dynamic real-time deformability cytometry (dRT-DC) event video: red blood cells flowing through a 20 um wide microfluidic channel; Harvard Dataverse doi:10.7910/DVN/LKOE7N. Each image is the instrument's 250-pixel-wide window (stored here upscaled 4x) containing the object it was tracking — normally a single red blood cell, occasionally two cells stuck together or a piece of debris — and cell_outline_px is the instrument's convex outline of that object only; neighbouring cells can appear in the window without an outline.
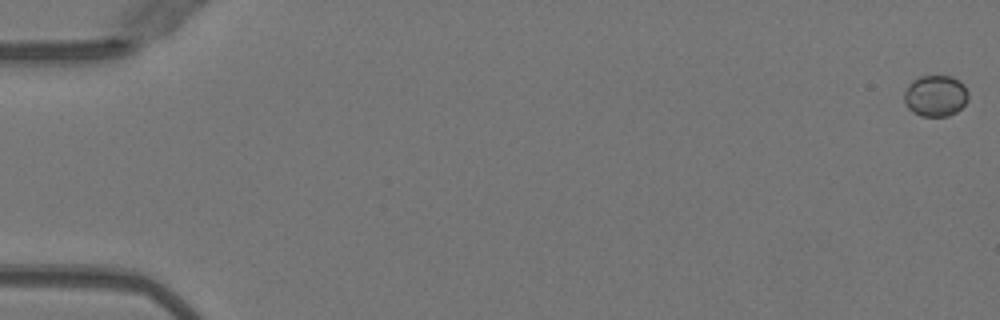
{"species": "Egyptian fruit bat (a non-hibernating species)", "species_latin": "Rousettus aegyptiacus", "temperature_condition": "warm", "stored_images_in_passage": 46, "camera_frame_rate_fps": 3000, "um_per_image_px": 0.085, "animal": {"sex": "female"}, "frame": {"image": 1, "passage_image": 1, "time_ms": 0.0, "image_size_px": [1000, 320], "cell_outline_px": [[968, 100], [956, 112], [948, 116], [920, 116], [912, 112], [904, 104], [904, 92], [908, 84], [912, 80], [920, 76], [952, 76], [960, 80], [964, 84], [968, 92]], "centroid_in_image_um": [79.51, 8.14], "position_along_channel_um": 5.5, "area_um2": 15.66}}
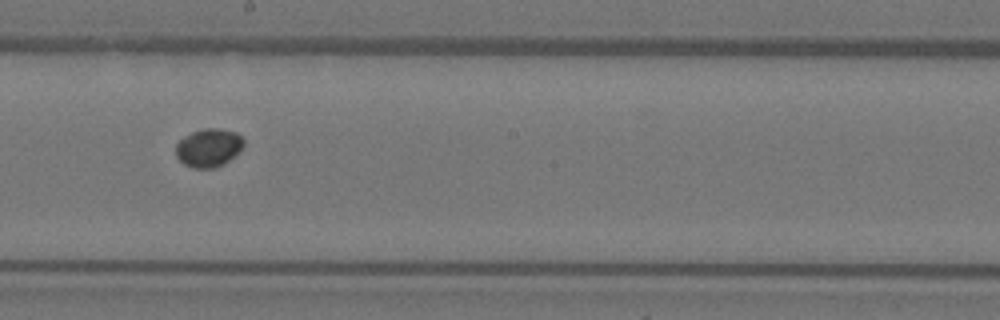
{"frame": {"image": 2, "passage_image": 30, "time_ms": 9.667, "image_size_px": [1000, 320], "cell_outline_px": [[244, 144], [224, 164], [212, 168], [192, 168], [184, 164], [176, 156], [176, 144], [184, 136], [192, 132], [204, 128], [220, 128], [236, 132], [244, 140]], "centroid_in_image_um": [17.7, 12.54], "position_along_channel_um": 230.5, "area_um2": 14.97}}
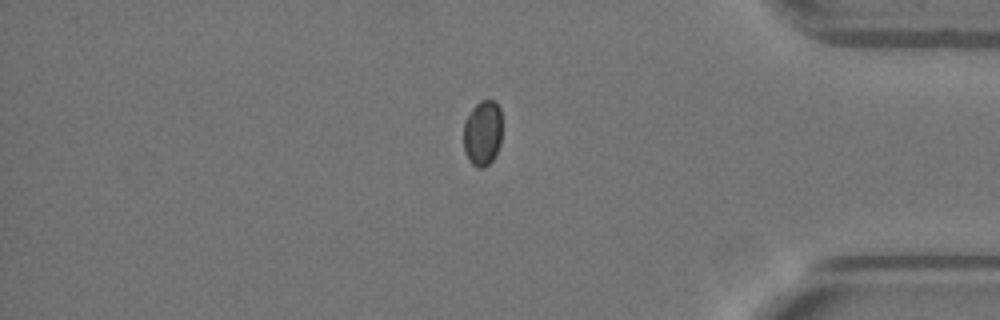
{"frame": {"image": 3, "passage_image": 44, "time_ms": 14.333, "image_size_px": [1000, 320], "cell_outline_px": [[500, 144], [492, 160], [484, 168], [476, 168], [468, 160], [464, 152], [464, 120], [472, 108], [480, 100], [492, 100], [500, 108]], "centroid_in_image_um": [40.99, 11.32], "position_along_channel_um": 394.2, "area_um2": 14.68}}